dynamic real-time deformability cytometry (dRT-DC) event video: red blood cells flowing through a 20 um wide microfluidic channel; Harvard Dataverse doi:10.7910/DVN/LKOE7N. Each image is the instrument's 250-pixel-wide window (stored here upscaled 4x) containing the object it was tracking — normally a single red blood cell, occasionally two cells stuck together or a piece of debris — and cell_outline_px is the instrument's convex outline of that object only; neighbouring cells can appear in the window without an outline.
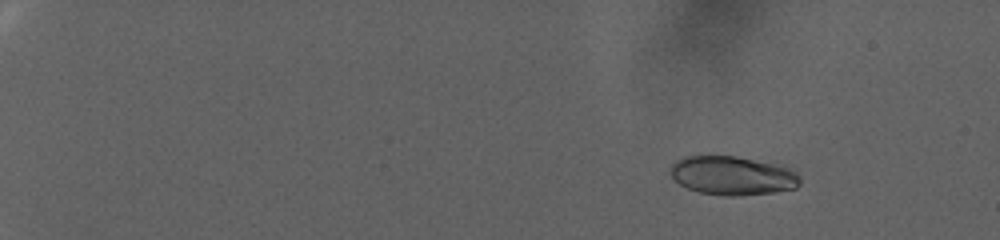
{"species": "human", "species_latin": "Homo sapiens", "temperature_condition": "warm", "stored_images_in_passage": 80, "camera_frame_rate_fps": 3000, "um_per_image_px": 0.085, "donor": {"sex": "female"}, "frame": {"image": 1, "passage_image": 1, "time_ms": 0.0, "image_size_px": [1000, 240], "cell_outline_px": [[800, 184], [796, 188], [772, 192], [740, 196], [724, 196], [700, 192], [688, 188], [680, 184], [668, 172], [672, 164], [676, 160], [684, 156], [736, 156], [788, 164], [800, 176]], "centroid_in_image_um": [62.33, 14.9], "position_along_channel_um": 22.7, "area_um2": 30.0}}
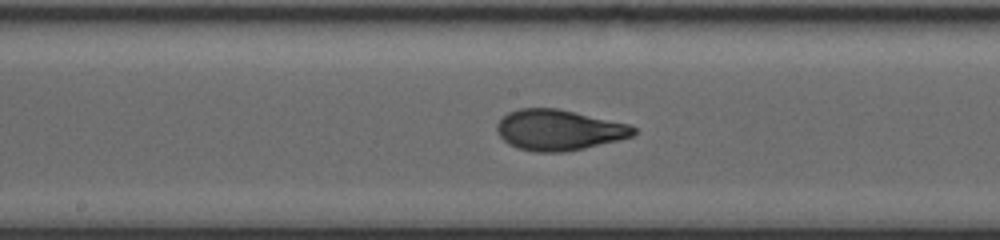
{"frame": {"image": 2, "passage_image": 44, "time_ms": 14.333, "image_size_px": [1000, 240], "cell_outline_px": [[636, 132], [632, 136], [620, 140], [584, 148], [564, 152], [536, 152], [516, 148], [508, 144], [496, 132], [496, 124], [508, 112], [520, 108], [560, 108], [628, 124], [636, 128]], "centroid_in_image_um": [47.48, 11.05], "position_along_channel_um": 200.7, "area_um2": 32.54}}
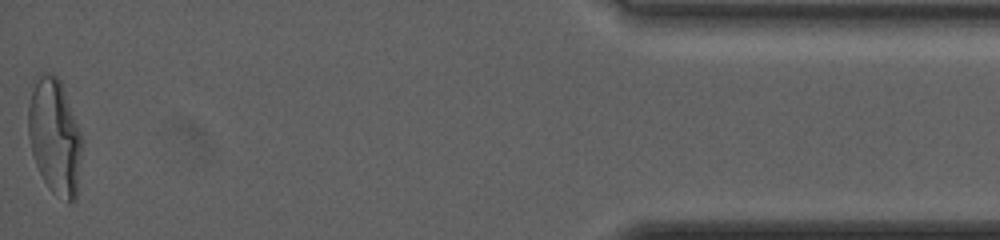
{"frame": {"image": 3, "passage_image": 80, "time_ms": 26.333, "image_size_px": [1000, 240], "cell_outline_px": [[84, 140], [76, 196], [72, 204], [68, 204], [52, 192], [48, 188], [36, 164], [32, 152], [28, 136], [28, 104], [36, 80], [40, 72], [52, 72], [60, 80]], "centroid_in_image_um": [4.67, 11.64], "position_along_channel_um": 430.5, "area_um2": 36.53}, "authors_computed_cell_mechanics": {"area_um2": 31.5588, "velocity_mm_per_s": 2.4425, "shape_relaxation_time_tau1_ms": 7.4358, "shape_relaxation_time_tau2_ms": null, "deformation_change_tau1": 0.235, "deformation_change_tau2": null}}